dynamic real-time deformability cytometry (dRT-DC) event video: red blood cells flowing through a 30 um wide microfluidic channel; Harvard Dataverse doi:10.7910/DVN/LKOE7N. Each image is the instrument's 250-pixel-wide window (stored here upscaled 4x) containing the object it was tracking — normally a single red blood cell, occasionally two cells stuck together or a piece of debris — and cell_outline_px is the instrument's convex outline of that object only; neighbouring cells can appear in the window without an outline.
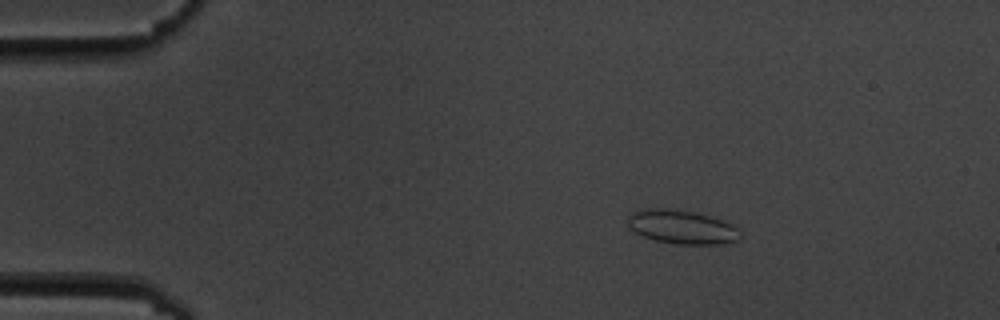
{"species": "common noctule bat (a hibernating species)", "species_latin": "Nyctalus noctula", "temperature_condition": "cold", "stored_images_in_passage": 13, "camera_frame_rate_fps": 3000, "um_per_image_px": 0.085, "animal": {"sex": "male", "body_mass_g": 19.5, "forearm_length_mm": 54.6}, "frame": {"image": 1, "passage_image": 3, "time_ms": 2.333, "image_size_px": [1000, 320], "cell_outline_px": [[740, 240], [720, 244], [676, 244], [656, 240], [644, 236], [628, 228], [628, 216], [632, 212], [640, 208], [668, 208], [696, 212], [724, 220], [732, 224], [740, 232]], "centroid_in_image_um": [57.95, 19.28], "position_along_channel_um": 27.1, "area_um2": 22.37}}
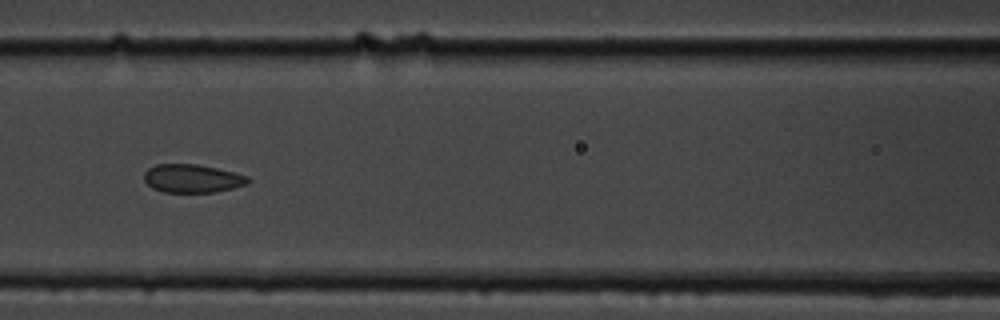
{"frame": {"image": 2, "passage_image": 7, "time_ms": 7.667, "image_size_px": [1000, 320], "cell_outline_px": [[252, 180], [248, 184], [216, 192], [164, 192], [152, 188], [144, 180], [144, 172], [148, 168], [156, 164], [196, 164], [216, 168], [248, 176]], "centroid_in_image_um": [16.34, 15.17], "position_along_channel_um": 150.3, "area_um2": 17.17}}
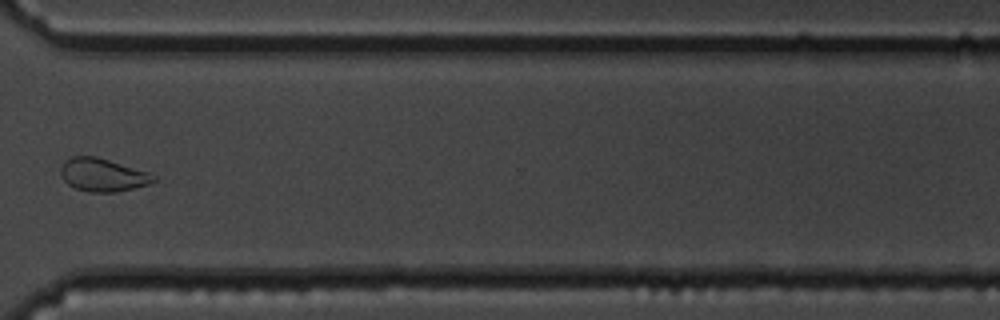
{"frame": {"image": 3, "passage_image": 12, "time_ms": 13.667, "image_size_px": [1000, 320], "cell_outline_px": [[156, 180], [148, 184], [116, 192], [88, 192], [76, 188], [68, 184], [64, 180], [60, 172], [60, 168], [64, 160], [72, 156], [96, 156], [148, 172], [156, 176]], "centroid_in_image_um": [8.7, 14.86], "position_along_channel_um": 361.9, "area_um2": 17.8}, "authors_computed_cell_mechanics": {"area_um2": 18.0914, "velocity_mm_per_s": 3.5282, "shape_relaxation_time_tau1_ms": null, "shape_relaxation_time_tau2_ms": 0.7365, "deformation_change_tau1": null, "deformation_change_tau2": 0.0309}}